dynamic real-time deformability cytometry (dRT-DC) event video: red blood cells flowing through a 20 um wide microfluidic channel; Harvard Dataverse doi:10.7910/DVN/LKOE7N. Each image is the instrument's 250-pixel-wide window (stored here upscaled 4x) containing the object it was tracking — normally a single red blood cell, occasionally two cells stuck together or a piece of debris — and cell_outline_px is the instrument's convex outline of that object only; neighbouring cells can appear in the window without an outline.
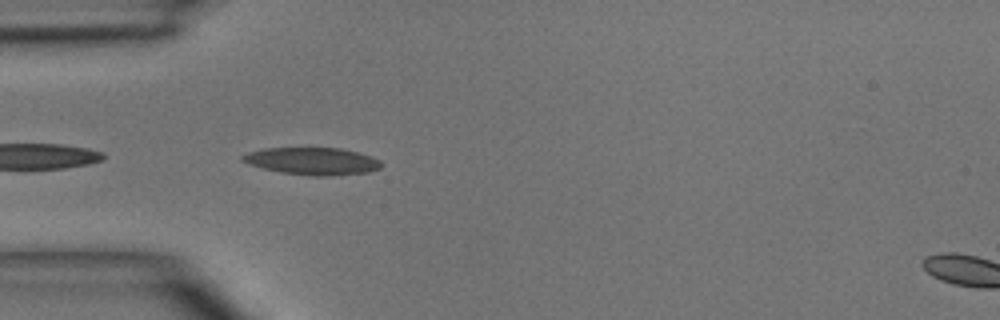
{"species": "common noctule bat (a hibernating species)", "species_latin": "Nyctalus noctula", "temperature_condition": "room temperature", "stored_images_in_passage": 2, "segment_of_instrument_passage": [1, 2], "camera_frame_rate_fps": 3000, "um_per_image_px": 0.085, "animal": {"sex": "male", "body_mass_g": 15.6}, "frame": {"image": 1, "passage_image": 1, "time_ms": 0.0, "image_size_px": [1000, 320], "cell_outline_px": [[384, 164], [380, 168], [368, 172], [328, 176], [312, 176], [280, 172], [248, 164], [240, 160], [240, 156], [248, 152], [264, 148], [340, 148], [360, 152], [380, 160]], "centroid_in_image_um": [26.56, 13.69], "position_along_channel_um": 58.4, "area_um2": 22.2}}